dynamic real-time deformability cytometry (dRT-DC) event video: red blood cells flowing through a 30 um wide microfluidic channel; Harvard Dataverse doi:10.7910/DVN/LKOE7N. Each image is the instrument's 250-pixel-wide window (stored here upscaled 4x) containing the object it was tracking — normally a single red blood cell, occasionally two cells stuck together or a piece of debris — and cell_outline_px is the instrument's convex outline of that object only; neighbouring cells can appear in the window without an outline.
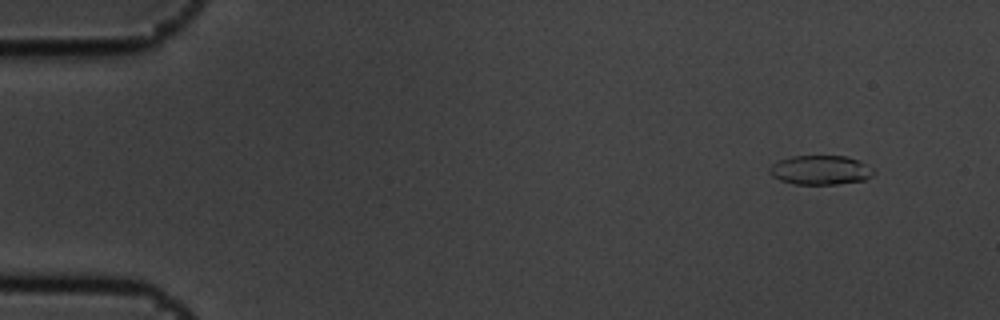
{"species": "common noctule bat (a hibernating species)", "species_latin": "Nyctalus noctula", "temperature_condition": "cold", "stored_images_in_passage": 5, "camera_frame_rate_fps": 3000, "um_per_image_px": 0.085, "animal": {"sex": "male", "body_mass_g": 19.5, "forearm_length_mm": 54.6}, "frame": {"image": 1, "passage_image": 1, "time_ms": 0.0, "image_size_px": [1000, 320], "cell_outline_px": [[876, 172], [872, 176], [864, 180], [836, 184], [796, 184], [780, 180], [772, 176], [768, 172], [768, 168], [772, 164], [780, 160], [792, 156], [848, 156], [872, 168]], "centroid_in_image_um": [69.72, 14.45], "position_along_channel_um": 15.3, "area_um2": 17.69}}